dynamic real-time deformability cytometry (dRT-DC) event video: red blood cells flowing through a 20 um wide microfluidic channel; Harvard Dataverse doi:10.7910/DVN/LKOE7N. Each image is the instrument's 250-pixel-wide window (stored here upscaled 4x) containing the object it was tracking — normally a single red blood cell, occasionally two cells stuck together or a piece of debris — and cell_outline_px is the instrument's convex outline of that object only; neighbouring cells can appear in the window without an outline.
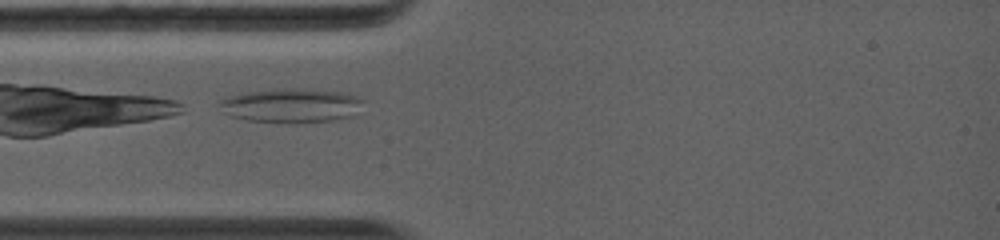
{"species": "common noctule bat (a hibernating species)", "species_latin": "Nyctalus noctula", "temperature_condition": "warm", "stored_images_in_passage": 26, "camera_frame_rate_fps": 5000, "um_per_image_px": 0.085, "animal": {"sex": "female", "body_mass_g": 19.0, "forearm_length_mm": 56.7}, "frame": {"image": 1, "passage_image": 1, "time_ms": 0.0, "image_size_px": [1000, 240], "cell_outline_px": [[364, 100], [352, 116], [336, 120], [296, 124], [288, 124], [248, 120], [232, 116], [224, 112], [216, 104], [224, 96], [248, 92], [276, 88], [296, 88], [348, 92], [360, 96]], "centroid_in_image_um": [24.75, 8.97], "position_along_channel_um": 60.2, "area_um2": 29.36}}
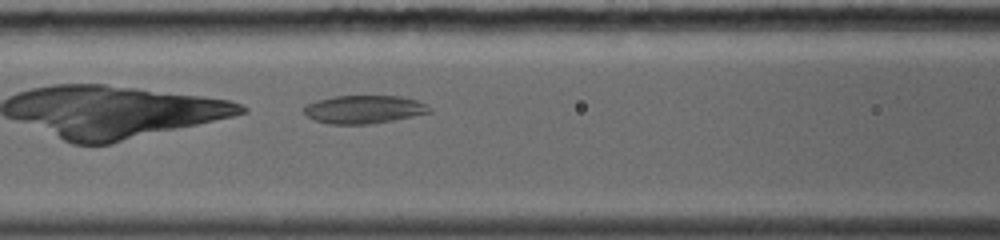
{"frame": {"image": 2, "passage_image": 8, "time_ms": 1.8, "image_size_px": [1000, 240], "cell_outline_px": [[432, 112], [392, 120], [368, 124], [332, 124], [316, 120], [308, 116], [304, 112], [304, 108], [308, 104], [316, 100], [332, 96], [400, 96], [416, 100], [432, 108]], "centroid_in_image_um": [30.94, 9.29], "position_along_channel_um": 135.7, "area_um2": 20.35}}
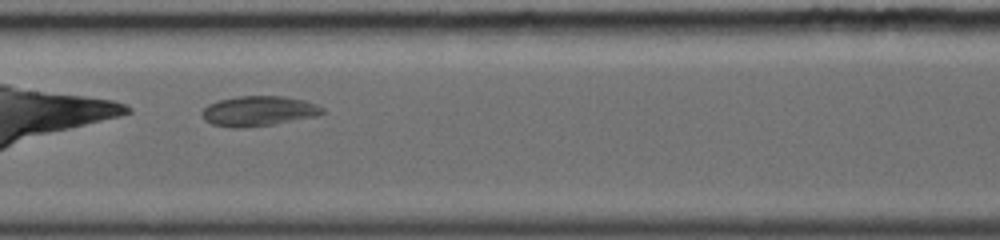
{"frame": {"image": 3, "passage_image": 12, "time_ms": 3.0, "image_size_px": [1000, 240], "cell_outline_px": [[324, 112], [316, 116], [272, 124], [244, 128], [232, 128], [212, 124], [204, 120], [200, 112], [208, 104], [220, 100], [236, 96], [284, 96], [304, 100], [316, 104], [324, 108]], "centroid_in_image_um": [21.95, 9.44], "position_along_channel_um": 185.5, "area_um2": 21.1}}